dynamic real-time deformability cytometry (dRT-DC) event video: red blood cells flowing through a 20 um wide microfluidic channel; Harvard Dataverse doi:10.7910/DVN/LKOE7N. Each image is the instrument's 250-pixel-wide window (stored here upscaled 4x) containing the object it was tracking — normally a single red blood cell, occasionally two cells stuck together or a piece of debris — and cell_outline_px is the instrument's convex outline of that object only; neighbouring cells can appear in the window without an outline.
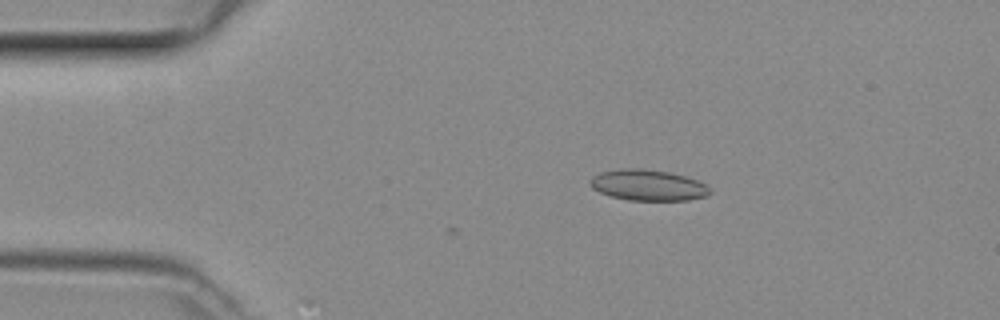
{"species": "common noctule bat (a hibernating species)", "species_latin": "Nyctalus noctula", "temperature_condition": "room temperature", "stored_images_in_passage": 20, "camera_frame_rate_fps": 3000, "um_per_image_px": 0.085, "animal": {"sex": "female", "body_mass_g": 29.2, "forearm_length_mm": 56.3}, "frame": {"image": 1, "passage_image": 4, "time_ms": 1.0, "image_size_px": [1000, 320], "cell_outline_px": [[712, 192], [704, 196], [688, 200], [628, 200], [612, 196], [600, 192], [592, 188], [588, 184], [588, 180], [592, 176], [600, 172], [620, 168], [644, 168], [668, 172], [684, 176], [696, 180], [704, 184]], "centroid_in_image_um": [55.01, 15.72], "position_along_channel_um": 30.0, "area_um2": 21.56}}
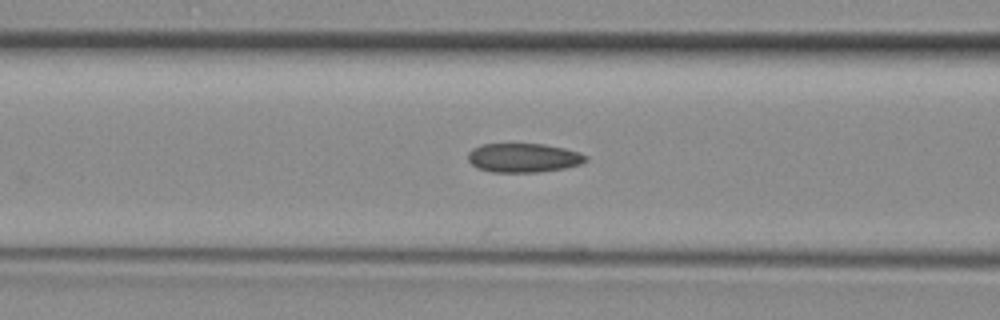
{"frame": {"image": 2, "passage_image": 14, "time_ms": 4.333, "image_size_px": [1000, 320], "cell_outline_px": [[588, 160], [580, 164], [568, 168], [540, 172], [492, 172], [476, 168], [468, 160], [468, 152], [472, 148], [480, 144], [544, 144], [564, 148], [580, 152], [588, 156]], "centroid_in_image_um": [44.51, 13.41], "position_along_channel_um": 122.1, "area_um2": 20.23}}